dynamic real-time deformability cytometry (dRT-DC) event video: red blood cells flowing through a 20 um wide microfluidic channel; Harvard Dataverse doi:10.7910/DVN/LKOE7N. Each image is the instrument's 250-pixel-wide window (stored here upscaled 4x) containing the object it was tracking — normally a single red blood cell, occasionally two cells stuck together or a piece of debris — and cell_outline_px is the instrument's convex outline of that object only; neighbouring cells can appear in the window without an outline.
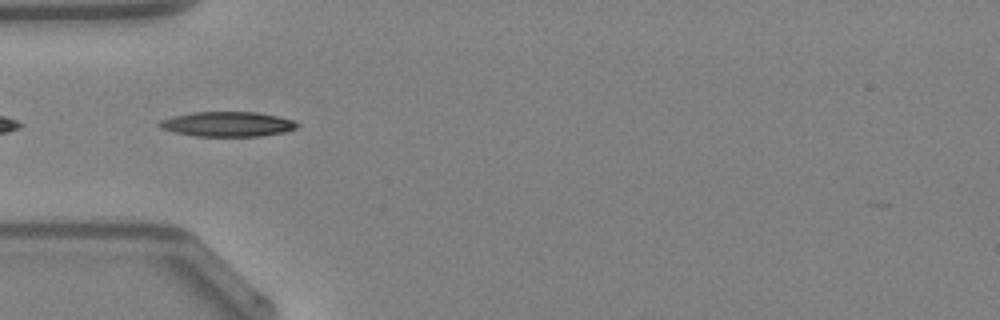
{"species": "Egyptian fruit bat (a non-hibernating species)", "species_latin": "Rousettus aegyptiacus", "temperature_condition": "warm", "stored_images_in_passage": 5, "camera_frame_rate_fps": 3000, "um_per_image_px": 0.085, "animal": {"sex": "female"}, "frame": {"image": 1, "passage_image": 2, "time_ms": 0.333, "image_size_px": [1000, 320], "cell_outline_px": [[300, 124], [296, 128], [284, 132], [260, 136], [196, 136], [176, 132], [160, 128], [156, 124], [160, 120], [172, 116], [192, 112], [256, 112], [280, 116], [292, 120]], "centroid_in_image_um": [19.33, 10.54], "position_along_channel_um": 65.7, "area_um2": 20.0}}